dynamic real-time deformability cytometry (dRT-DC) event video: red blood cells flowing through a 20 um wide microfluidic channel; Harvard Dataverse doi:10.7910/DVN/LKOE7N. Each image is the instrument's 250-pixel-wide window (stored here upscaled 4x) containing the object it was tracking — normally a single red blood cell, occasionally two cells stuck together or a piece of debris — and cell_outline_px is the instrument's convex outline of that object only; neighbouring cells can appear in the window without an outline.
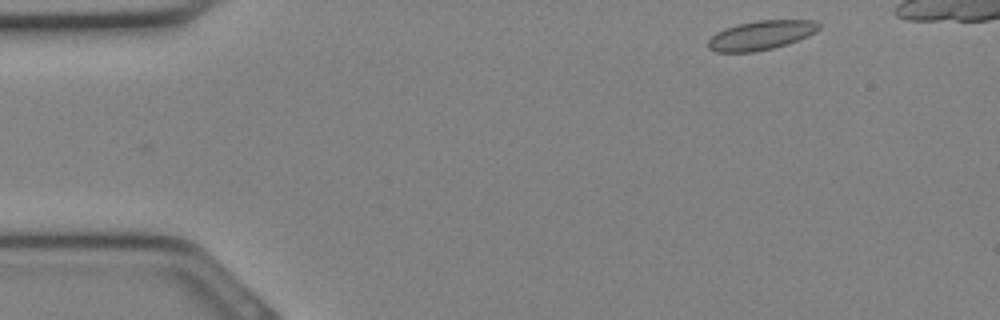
{"species": "Egyptian fruit bat (a non-hibernating species)", "species_latin": "Rousettus aegyptiacus", "temperature_condition": "cold", "stored_images_in_passage": 26, "camera_frame_rate_fps": 3000, "um_per_image_px": 0.085, "animal": {"sex": "female"}, "frame": {"image": 1, "passage_image": 1, "time_ms": 0.0, "image_size_px": [1000, 320], "cell_outline_px": [[820, 28], [816, 32], [808, 36], [788, 44], [772, 48], [752, 52], [716, 52], [708, 48], [708, 40], [716, 32], [724, 28], [740, 24], [760, 20], [812, 20], [820, 24]], "centroid_in_image_um": [64.69, 3.0], "position_along_channel_um": 20.3, "area_um2": 18.79}}
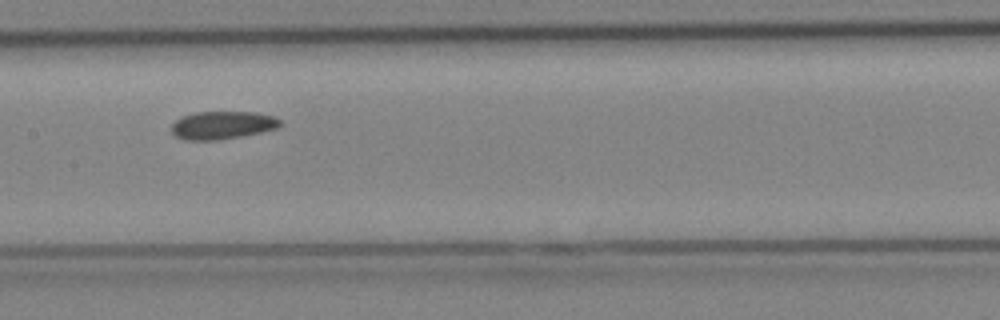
{"frame": {"image": 2, "passage_image": 13, "time_ms": 4.0, "image_size_px": [1000, 320], "cell_outline_px": [[280, 124], [276, 128], [260, 132], [240, 136], [216, 140], [184, 140], [176, 136], [172, 132], [172, 124], [176, 120], [184, 116], [196, 112], [256, 112], [272, 116], [280, 120]], "centroid_in_image_um": [18.87, 10.64], "position_along_channel_um": 188.5, "area_um2": 17.4}}
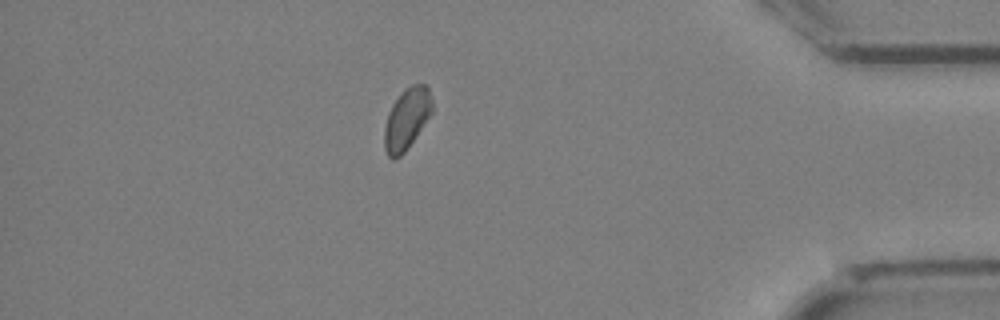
{"frame": {"image": 3, "passage_image": 25, "time_ms": 8.0, "image_size_px": [1000, 320], "cell_outline_px": [[432, 112], [404, 152], [396, 160], [392, 160], [388, 156], [384, 148], [384, 128], [388, 112], [392, 104], [400, 92], [404, 88], [412, 84], [424, 84], [428, 88], [432, 100]], "centroid_in_image_um": [34.54, 10.09], "position_along_channel_um": 400.7, "area_um2": 16.99}}